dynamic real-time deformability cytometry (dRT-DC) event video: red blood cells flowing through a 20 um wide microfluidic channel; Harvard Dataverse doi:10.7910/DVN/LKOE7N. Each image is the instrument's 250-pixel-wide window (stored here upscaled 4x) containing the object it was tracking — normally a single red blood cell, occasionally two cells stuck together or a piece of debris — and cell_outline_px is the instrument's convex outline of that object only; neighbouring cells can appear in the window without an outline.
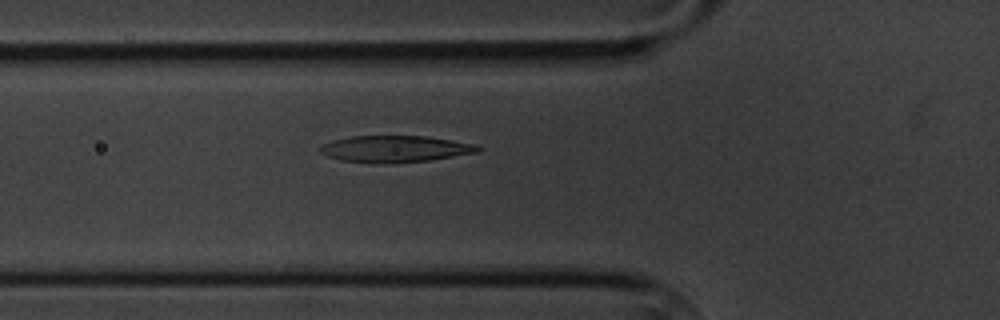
{"species": "common noctule bat (a hibernating species)", "species_latin": "Nyctalus noctula", "temperature_condition": "cold", "stored_images_in_passage": 5, "camera_frame_rate_fps": 3000, "um_per_image_px": 0.085, "animal": {"sex": "male", "body_mass_g": 20.1, "forearm_length_mm": 53.5}, "frame": {"image": 1, "passage_image": 5, "time_ms": 4.667, "image_size_px": [1000, 320], "cell_outline_px": [[480, 152], [428, 160], [388, 164], [376, 164], [340, 160], [328, 156], [320, 152], [320, 144], [332, 140], [352, 136], [428, 136], [472, 144], [480, 148]], "centroid_in_image_um": [33.51, 12.66], "position_along_channel_um": 92.3, "area_um2": 24.51}}